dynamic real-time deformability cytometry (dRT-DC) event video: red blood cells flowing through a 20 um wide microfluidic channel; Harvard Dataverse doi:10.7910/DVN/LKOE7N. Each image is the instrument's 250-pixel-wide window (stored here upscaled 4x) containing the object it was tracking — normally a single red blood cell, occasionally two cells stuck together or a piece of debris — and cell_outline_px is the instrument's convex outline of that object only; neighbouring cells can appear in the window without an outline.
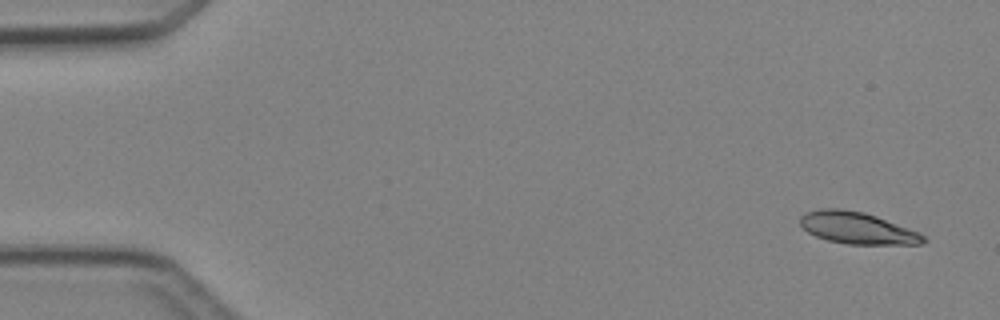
{"species": "Egyptian fruit bat (a non-hibernating species)", "species_latin": "Rousettus aegyptiacus", "temperature_condition": "cold", "stored_images_in_passage": 4, "camera_frame_rate_fps": 3000, "um_per_image_px": 0.085, "animal": {"sex": "female"}, "frame": {"image": 1, "passage_image": 1, "time_ms": 0.0, "image_size_px": [1000, 320], "cell_outline_px": [[928, 240], [924, 244], [848, 244], [828, 240], [816, 236], [808, 232], [800, 224], [800, 216], [804, 212], [820, 208], [840, 208], [864, 212], [876, 216], [916, 232], [924, 236]], "centroid_in_image_um": [72.82, 19.37], "position_along_channel_um": 12.2, "area_um2": 22.66}}
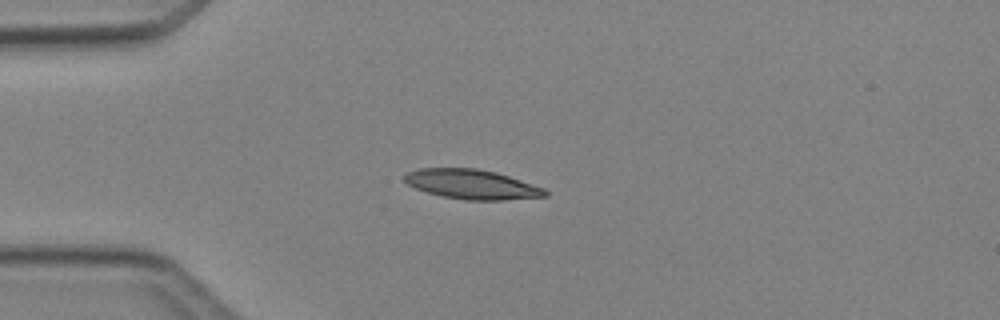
{"frame": {"image": 2, "passage_image": 3, "time_ms": 3.333, "image_size_px": [1000, 320], "cell_outline_px": [[548, 196], [504, 200], [464, 200], [444, 196], [428, 192], [416, 188], [408, 184], [404, 180], [404, 176], [408, 172], [420, 168], [476, 168], [496, 172], [544, 188], [548, 192]], "centroid_in_image_um": [40.12, 15.67], "position_along_channel_um": 44.9, "area_um2": 24.04}}